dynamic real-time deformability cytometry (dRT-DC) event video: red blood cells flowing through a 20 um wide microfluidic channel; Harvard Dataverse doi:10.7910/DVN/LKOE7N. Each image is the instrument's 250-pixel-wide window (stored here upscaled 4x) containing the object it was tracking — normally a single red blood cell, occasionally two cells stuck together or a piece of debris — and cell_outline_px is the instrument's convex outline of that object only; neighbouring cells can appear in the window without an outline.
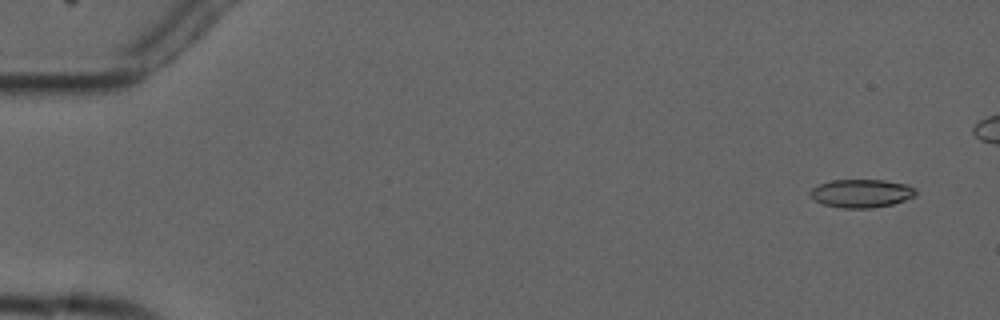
{"species": "common noctule bat (a hibernating species)", "species_latin": "Nyctalus noctula", "temperature_condition": "cold", "stored_images_in_passage": 5, "camera_frame_rate_fps": 3000, "um_per_image_px": 0.085, "animal": {"sex": "male", "forearm_length_mm": 52.5}, "frame": {"image": 1, "passage_image": 1, "time_ms": 0.0, "image_size_px": [1000, 320], "cell_outline_px": [[916, 196], [892, 204], [872, 208], [844, 208], [824, 204], [816, 200], [808, 192], [812, 188], [820, 184], [832, 180], [884, 180], [908, 184], [916, 188]], "centroid_in_image_um": [73.26, 16.43], "position_along_channel_um": 11.7, "area_um2": 17.34}}